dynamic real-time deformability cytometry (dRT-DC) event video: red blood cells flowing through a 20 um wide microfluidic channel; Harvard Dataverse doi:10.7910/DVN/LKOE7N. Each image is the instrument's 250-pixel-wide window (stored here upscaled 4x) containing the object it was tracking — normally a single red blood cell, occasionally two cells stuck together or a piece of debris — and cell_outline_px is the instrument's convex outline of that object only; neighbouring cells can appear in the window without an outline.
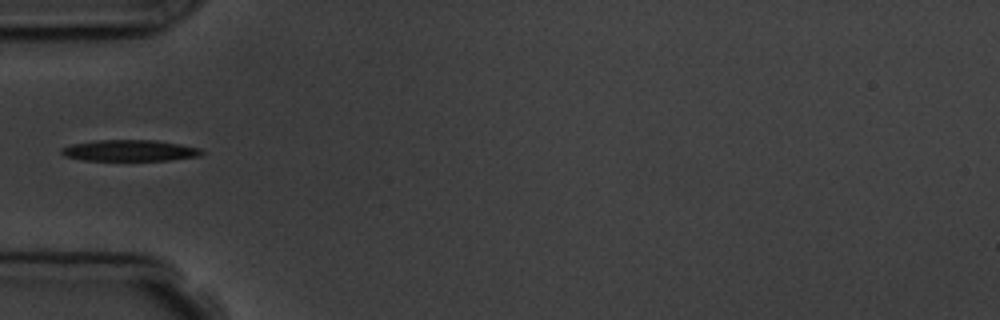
{"species": "common noctule bat (a hibernating species)", "species_latin": "Nyctalus noctula", "temperature_condition": "room temperature", "stored_images_in_passage": 9, "camera_frame_rate_fps": 3000, "um_per_image_px": 0.085, "animal": {"sex": "male", "body_mass_g": 19.5, "forearm_length_mm": 54.6}, "frame": {"image": 1, "passage_image": 6, "time_ms": 6.667, "image_size_px": [1000, 320], "cell_outline_px": [[204, 152], [200, 156], [168, 160], [84, 160], [64, 156], [60, 152], [60, 148], [72, 144], [96, 140], [156, 140], [180, 144], [200, 148]], "centroid_in_image_um": [11.02, 12.79], "position_along_channel_um": 74.0, "area_um2": 17.34}}